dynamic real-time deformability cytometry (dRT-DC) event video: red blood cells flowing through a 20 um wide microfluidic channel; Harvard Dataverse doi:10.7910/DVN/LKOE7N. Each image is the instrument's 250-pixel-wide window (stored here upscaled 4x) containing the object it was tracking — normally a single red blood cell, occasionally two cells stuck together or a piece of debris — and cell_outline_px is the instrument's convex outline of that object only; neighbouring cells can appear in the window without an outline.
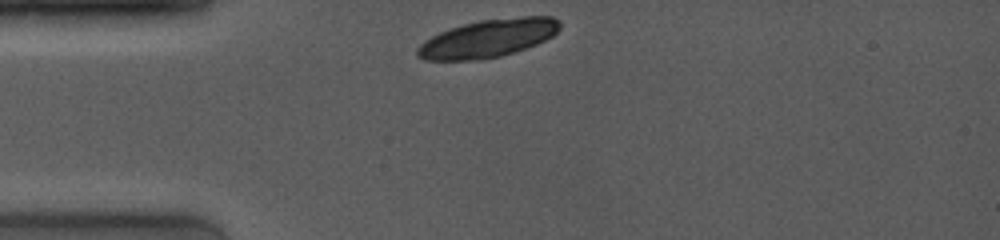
{"species": "common noctule bat (a hibernating species)", "species_latin": "Nyctalus noctula", "temperature_condition": "room temperature", "stored_images_in_passage": 3, "camera_frame_rate_fps": 4000, "um_per_image_px": 0.085, "animal": {"sex": "female", "body_mass_g": 19.0, "forearm_length_mm": 53.3}, "frame": {"image": 1, "passage_image": 1, "time_ms": 0.0, "image_size_px": [1000, 240], "cell_outline_px": [[560, 28], [552, 36], [536, 44], [516, 52], [500, 56], [480, 60], [424, 60], [416, 56], [416, 48], [424, 40], [440, 32], [464, 24], [480, 20], [524, 16], [552, 16], [560, 20]], "centroid_in_image_um": [41.48, 3.26], "position_along_channel_um": 43.5, "area_um2": 31.56}}